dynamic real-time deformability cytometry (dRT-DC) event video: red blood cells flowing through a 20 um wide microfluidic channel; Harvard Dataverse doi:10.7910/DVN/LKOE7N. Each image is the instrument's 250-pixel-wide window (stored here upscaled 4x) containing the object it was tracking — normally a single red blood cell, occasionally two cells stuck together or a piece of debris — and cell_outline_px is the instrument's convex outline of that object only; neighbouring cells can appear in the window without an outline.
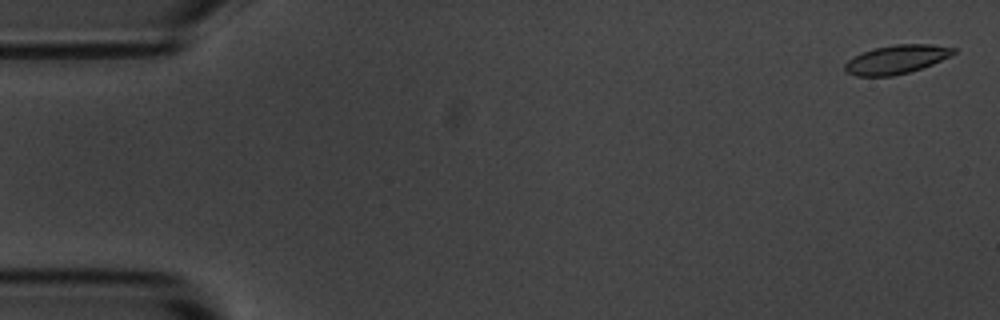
{"species": "common noctule bat (a hibernating species)", "species_latin": "Nyctalus noctula", "temperature_condition": "room temperature", "stored_images_in_passage": 56, "camera_frame_rate_fps": 3000, "um_per_image_px": 0.085, "animal": {"sex": "male", "body_mass_g": 20.1, "forearm_length_mm": 53.5}, "frame": {"image": 1, "passage_image": 2, "time_ms": 0.333, "image_size_px": [1000, 320], "cell_outline_px": [[956, 52], [952, 56], [932, 64], [908, 72], [892, 76], [856, 76], [844, 72], [844, 64], [852, 56], [860, 52], [872, 48], [896, 44], [932, 44], [956, 48]], "centroid_in_image_um": [76.16, 5.04], "position_along_channel_um": 8.8, "area_um2": 18.44}}
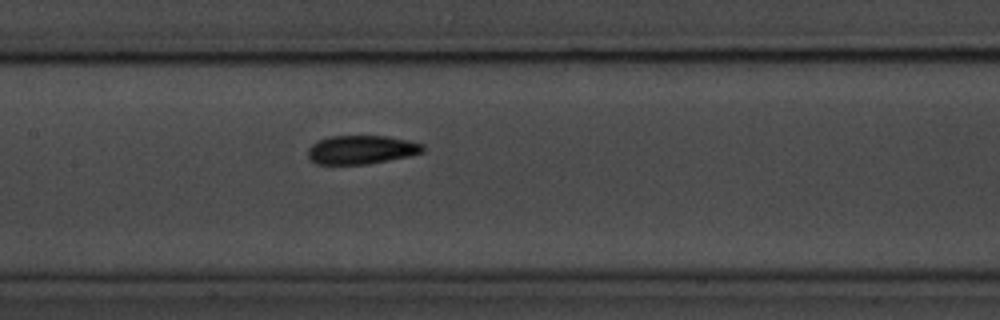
{"frame": {"image": 2, "passage_image": 27, "time_ms": 8.667, "image_size_px": [1000, 320], "cell_outline_px": [[424, 152], [408, 156], [368, 164], [316, 164], [308, 156], [308, 148], [316, 140], [328, 136], [388, 136], [408, 140], [424, 144]], "centroid_in_image_um": [30.71, 12.71], "position_along_channel_um": 176.7, "area_um2": 19.31}}
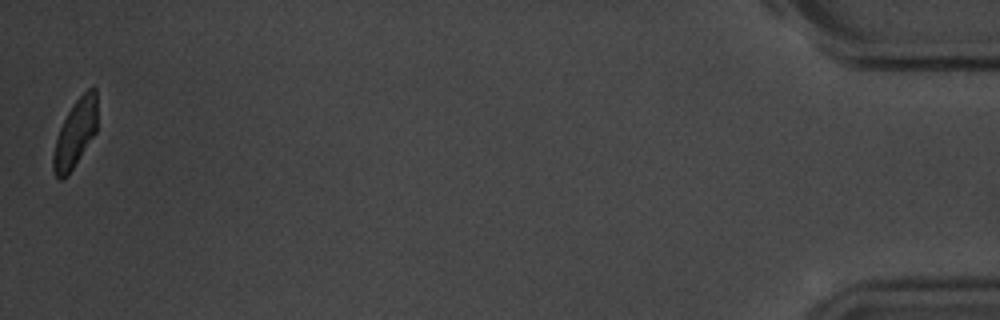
{"frame": {"image": 3, "passage_image": 56, "time_ms": 18.333, "image_size_px": [1000, 320], "cell_outline_px": [[96, 132], [68, 176], [60, 180], [56, 176], [52, 168], [52, 156], [56, 140], [60, 128], [72, 104], [88, 88], [96, 88]], "centroid_in_image_um": [6.38, 11.37], "position_along_channel_um": 428.8, "area_um2": 17.17}, "authors_computed_cell_mechanics": {"area_um2": 19.1607, "velocity_mm_per_s": 3.5791, "shape_relaxation_time_tau1_ms": 3.7087, "shape_relaxation_time_tau2_ms": 2.287, "deformation_change_tau1": 0.1262, "deformation_change_tau2": 0.0736}}